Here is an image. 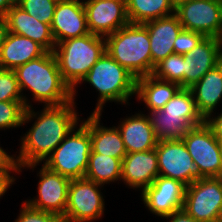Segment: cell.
I'll return each instance as SVG.
<instances>
[{"mask_svg":"<svg viewBox=\"0 0 222 222\" xmlns=\"http://www.w3.org/2000/svg\"><path fill=\"white\" fill-rule=\"evenodd\" d=\"M76 110V102L58 106H43L41 111L26 108L22 126L36 119L20 141L19 154L12 155V161L18 174L24 168L34 170L39 163H44L57 146L81 121Z\"/></svg>","mask_w":222,"mask_h":222,"instance_id":"obj_1","label":"cell"},{"mask_svg":"<svg viewBox=\"0 0 222 222\" xmlns=\"http://www.w3.org/2000/svg\"><path fill=\"white\" fill-rule=\"evenodd\" d=\"M16 74L26 108L33 107L25 90L30 91L33 101L44 106H58L73 101V90L63 80L53 52L31 60L13 70Z\"/></svg>","mask_w":222,"mask_h":222,"instance_id":"obj_2","label":"cell"},{"mask_svg":"<svg viewBox=\"0 0 222 222\" xmlns=\"http://www.w3.org/2000/svg\"><path fill=\"white\" fill-rule=\"evenodd\" d=\"M104 52L105 38L92 33L56 44L53 53L63 80L73 90L74 101L79 83Z\"/></svg>","mask_w":222,"mask_h":222,"instance_id":"obj_3","label":"cell"},{"mask_svg":"<svg viewBox=\"0 0 222 222\" xmlns=\"http://www.w3.org/2000/svg\"><path fill=\"white\" fill-rule=\"evenodd\" d=\"M137 78L116 62L106 51L81 80L89 83L98 92V100L92 113L102 114L106 102L129 105V99L136 95Z\"/></svg>","mask_w":222,"mask_h":222,"instance_id":"obj_4","label":"cell"},{"mask_svg":"<svg viewBox=\"0 0 222 222\" xmlns=\"http://www.w3.org/2000/svg\"><path fill=\"white\" fill-rule=\"evenodd\" d=\"M105 51L136 78L152 75V57L147 28L129 23L105 37Z\"/></svg>","mask_w":222,"mask_h":222,"instance_id":"obj_5","label":"cell"},{"mask_svg":"<svg viewBox=\"0 0 222 222\" xmlns=\"http://www.w3.org/2000/svg\"><path fill=\"white\" fill-rule=\"evenodd\" d=\"M91 151L89 117H87L72 129L43 165L70 180L84 178Z\"/></svg>","mask_w":222,"mask_h":222,"instance_id":"obj_6","label":"cell"},{"mask_svg":"<svg viewBox=\"0 0 222 222\" xmlns=\"http://www.w3.org/2000/svg\"><path fill=\"white\" fill-rule=\"evenodd\" d=\"M100 189L103 190L104 185L86 178L71 180L63 222H91L101 219L105 214V201Z\"/></svg>","mask_w":222,"mask_h":222,"instance_id":"obj_7","label":"cell"},{"mask_svg":"<svg viewBox=\"0 0 222 222\" xmlns=\"http://www.w3.org/2000/svg\"><path fill=\"white\" fill-rule=\"evenodd\" d=\"M183 209L200 222H220L222 177L200 178L188 185Z\"/></svg>","mask_w":222,"mask_h":222,"instance_id":"obj_8","label":"cell"},{"mask_svg":"<svg viewBox=\"0 0 222 222\" xmlns=\"http://www.w3.org/2000/svg\"><path fill=\"white\" fill-rule=\"evenodd\" d=\"M182 140L203 178L222 177L220 143L205 122L187 130Z\"/></svg>","mask_w":222,"mask_h":222,"instance_id":"obj_9","label":"cell"},{"mask_svg":"<svg viewBox=\"0 0 222 222\" xmlns=\"http://www.w3.org/2000/svg\"><path fill=\"white\" fill-rule=\"evenodd\" d=\"M174 14L183 29L222 38V0H187Z\"/></svg>","mask_w":222,"mask_h":222,"instance_id":"obj_10","label":"cell"},{"mask_svg":"<svg viewBox=\"0 0 222 222\" xmlns=\"http://www.w3.org/2000/svg\"><path fill=\"white\" fill-rule=\"evenodd\" d=\"M159 175L190 185L203 178L183 140L158 141L156 145Z\"/></svg>","mask_w":222,"mask_h":222,"instance_id":"obj_11","label":"cell"},{"mask_svg":"<svg viewBox=\"0 0 222 222\" xmlns=\"http://www.w3.org/2000/svg\"><path fill=\"white\" fill-rule=\"evenodd\" d=\"M186 188L179 180L159 175L141 192V198L149 212L163 218L183 209Z\"/></svg>","mask_w":222,"mask_h":222,"instance_id":"obj_12","label":"cell"},{"mask_svg":"<svg viewBox=\"0 0 222 222\" xmlns=\"http://www.w3.org/2000/svg\"><path fill=\"white\" fill-rule=\"evenodd\" d=\"M38 172V194L25 202L34 209L53 213L63 218L71 180L49 170L44 165L41 166Z\"/></svg>","mask_w":222,"mask_h":222,"instance_id":"obj_13","label":"cell"},{"mask_svg":"<svg viewBox=\"0 0 222 222\" xmlns=\"http://www.w3.org/2000/svg\"><path fill=\"white\" fill-rule=\"evenodd\" d=\"M90 33L107 37L128 25L126 0H83Z\"/></svg>","mask_w":222,"mask_h":222,"instance_id":"obj_14","label":"cell"},{"mask_svg":"<svg viewBox=\"0 0 222 222\" xmlns=\"http://www.w3.org/2000/svg\"><path fill=\"white\" fill-rule=\"evenodd\" d=\"M51 32L56 44L89 34L83 0H59L55 8Z\"/></svg>","mask_w":222,"mask_h":222,"instance_id":"obj_15","label":"cell"},{"mask_svg":"<svg viewBox=\"0 0 222 222\" xmlns=\"http://www.w3.org/2000/svg\"><path fill=\"white\" fill-rule=\"evenodd\" d=\"M159 176L156 148L127 153L122 159L121 181L126 187L141 192Z\"/></svg>","mask_w":222,"mask_h":222,"instance_id":"obj_16","label":"cell"},{"mask_svg":"<svg viewBox=\"0 0 222 222\" xmlns=\"http://www.w3.org/2000/svg\"><path fill=\"white\" fill-rule=\"evenodd\" d=\"M222 52L221 38L204 37L196 47L184 55V88L189 89L210 69Z\"/></svg>","mask_w":222,"mask_h":222,"instance_id":"obj_17","label":"cell"},{"mask_svg":"<svg viewBox=\"0 0 222 222\" xmlns=\"http://www.w3.org/2000/svg\"><path fill=\"white\" fill-rule=\"evenodd\" d=\"M143 25L149 34L153 73L158 63L174 53V41L183 27L175 14L150 20Z\"/></svg>","mask_w":222,"mask_h":222,"instance_id":"obj_18","label":"cell"},{"mask_svg":"<svg viewBox=\"0 0 222 222\" xmlns=\"http://www.w3.org/2000/svg\"><path fill=\"white\" fill-rule=\"evenodd\" d=\"M8 32L30 38L41 45L47 52H53L56 46L51 26L38 21L17 4L12 6L4 16Z\"/></svg>","mask_w":222,"mask_h":222,"instance_id":"obj_19","label":"cell"},{"mask_svg":"<svg viewBox=\"0 0 222 222\" xmlns=\"http://www.w3.org/2000/svg\"><path fill=\"white\" fill-rule=\"evenodd\" d=\"M144 112L135 113L120 119L118 128L127 153L141 152L156 148L157 138L148 115Z\"/></svg>","mask_w":222,"mask_h":222,"instance_id":"obj_20","label":"cell"},{"mask_svg":"<svg viewBox=\"0 0 222 222\" xmlns=\"http://www.w3.org/2000/svg\"><path fill=\"white\" fill-rule=\"evenodd\" d=\"M47 51L30 38L8 32L0 49V68L14 70Z\"/></svg>","mask_w":222,"mask_h":222,"instance_id":"obj_21","label":"cell"},{"mask_svg":"<svg viewBox=\"0 0 222 222\" xmlns=\"http://www.w3.org/2000/svg\"><path fill=\"white\" fill-rule=\"evenodd\" d=\"M101 117L102 114L98 113H91L89 116L91 153L123 159L127 151L118 128L103 126V123H100Z\"/></svg>","mask_w":222,"mask_h":222,"instance_id":"obj_22","label":"cell"},{"mask_svg":"<svg viewBox=\"0 0 222 222\" xmlns=\"http://www.w3.org/2000/svg\"><path fill=\"white\" fill-rule=\"evenodd\" d=\"M198 113L206 120L219 106L222 99V75L215 66L189 88Z\"/></svg>","mask_w":222,"mask_h":222,"instance_id":"obj_23","label":"cell"},{"mask_svg":"<svg viewBox=\"0 0 222 222\" xmlns=\"http://www.w3.org/2000/svg\"><path fill=\"white\" fill-rule=\"evenodd\" d=\"M180 89L179 84L148 75L137 78L135 98H138L137 101L144 102L148 112L156 111L161 110Z\"/></svg>","mask_w":222,"mask_h":222,"instance_id":"obj_24","label":"cell"},{"mask_svg":"<svg viewBox=\"0 0 222 222\" xmlns=\"http://www.w3.org/2000/svg\"><path fill=\"white\" fill-rule=\"evenodd\" d=\"M148 118L158 141L182 140L193 126L180 115L167 114L163 110L150 111Z\"/></svg>","mask_w":222,"mask_h":222,"instance_id":"obj_25","label":"cell"},{"mask_svg":"<svg viewBox=\"0 0 222 222\" xmlns=\"http://www.w3.org/2000/svg\"><path fill=\"white\" fill-rule=\"evenodd\" d=\"M128 20L132 24H143L170 16L175 8L169 0H126Z\"/></svg>","mask_w":222,"mask_h":222,"instance_id":"obj_26","label":"cell"},{"mask_svg":"<svg viewBox=\"0 0 222 222\" xmlns=\"http://www.w3.org/2000/svg\"><path fill=\"white\" fill-rule=\"evenodd\" d=\"M122 159L91 153L84 178L105 185L121 181Z\"/></svg>","mask_w":222,"mask_h":222,"instance_id":"obj_27","label":"cell"},{"mask_svg":"<svg viewBox=\"0 0 222 222\" xmlns=\"http://www.w3.org/2000/svg\"><path fill=\"white\" fill-rule=\"evenodd\" d=\"M167 114L180 115L193 127L202 125L205 120L198 113L194 97L190 89L181 88L162 108Z\"/></svg>","mask_w":222,"mask_h":222,"instance_id":"obj_28","label":"cell"},{"mask_svg":"<svg viewBox=\"0 0 222 222\" xmlns=\"http://www.w3.org/2000/svg\"><path fill=\"white\" fill-rule=\"evenodd\" d=\"M152 75L160 80L179 84L184 88V55L173 53L158 63Z\"/></svg>","mask_w":222,"mask_h":222,"instance_id":"obj_29","label":"cell"},{"mask_svg":"<svg viewBox=\"0 0 222 222\" xmlns=\"http://www.w3.org/2000/svg\"><path fill=\"white\" fill-rule=\"evenodd\" d=\"M59 0H16V4L38 21L51 26Z\"/></svg>","mask_w":222,"mask_h":222,"instance_id":"obj_30","label":"cell"},{"mask_svg":"<svg viewBox=\"0 0 222 222\" xmlns=\"http://www.w3.org/2000/svg\"><path fill=\"white\" fill-rule=\"evenodd\" d=\"M24 101H0V130L22 126Z\"/></svg>","mask_w":222,"mask_h":222,"instance_id":"obj_31","label":"cell"},{"mask_svg":"<svg viewBox=\"0 0 222 222\" xmlns=\"http://www.w3.org/2000/svg\"><path fill=\"white\" fill-rule=\"evenodd\" d=\"M0 101H24L13 70L0 68Z\"/></svg>","mask_w":222,"mask_h":222,"instance_id":"obj_32","label":"cell"},{"mask_svg":"<svg viewBox=\"0 0 222 222\" xmlns=\"http://www.w3.org/2000/svg\"><path fill=\"white\" fill-rule=\"evenodd\" d=\"M14 222H63V219L59 215L34 209L24 201Z\"/></svg>","mask_w":222,"mask_h":222,"instance_id":"obj_33","label":"cell"},{"mask_svg":"<svg viewBox=\"0 0 222 222\" xmlns=\"http://www.w3.org/2000/svg\"><path fill=\"white\" fill-rule=\"evenodd\" d=\"M204 37L201 33L182 29L174 41V53L188 54Z\"/></svg>","mask_w":222,"mask_h":222,"instance_id":"obj_34","label":"cell"},{"mask_svg":"<svg viewBox=\"0 0 222 222\" xmlns=\"http://www.w3.org/2000/svg\"><path fill=\"white\" fill-rule=\"evenodd\" d=\"M18 174L17 168H0V198L5 195L7 190L13 185L16 181V177L11 174Z\"/></svg>","mask_w":222,"mask_h":222,"instance_id":"obj_35","label":"cell"},{"mask_svg":"<svg viewBox=\"0 0 222 222\" xmlns=\"http://www.w3.org/2000/svg\"><path fill=\"white\" fill-rule=\"evenodd\" d=\"M214 113L211 114L205 120V123L212 129L218 141L221 142L222 141V111L220 112V114H218L217 112V115H216V112Z\"/></svg>","mask_w":222,"mask_h":222,"instance_id":"obj_36","label":"cell"},{"mask_svg":"<svg viewBox=\"0 0 222 222\" xmlns=\"http://www.w3.org/2000/svg\"><path fill=\"white\" fill-rule=\"evenodd\" d=\"M169 219L167 222H200L191 217L184 209L173 212L171 215L163 217Z\"/></svg>","mask_w":222,"mask_h":222,"instance_id":"obj_37","label":"cell"},{"mask_svg":"<svg viewBox=\"0 0 222 222\" xmlns=\"http://www.w3.org/2000/svg\"><path fill=\"white\" fill-rule=\"evenodd\" d=\"M0 168H16L12 161V155L8 154L3 147L0 146Z\"/></svg>","mask_w":222,"mask_h":222,"instance_id":"obj_38","label":"cell"},{"mask_svg":"<svg viewBox=\"0 0 222 222\" xmlns=\"http://www.w3.org/2000/svg\"><path fill=\"white\" fill-rule=\"evenodd\" d=\"M8 33L7 22L4 16H0V49L4 43L5 37Z\"/></svg>","mask_w":222,"mask_h":222,"instance_id":"obj_39","label":"cell"},{"mask_svg":"<svg viewBox=\"0 0 222 222\" xmlns=\"http://www.w3.org/2000/svg\"><path fill=\"white\" fill-rule=\"evenodd\" d=\"M16 4V0H0V16H5L8 10Z\"/></svg>","mask_w":222,"mask_h":222,"instance_id":"obj_40","label":"cell"},{"mask_svg":"<svg viewBox=\"0 0 222 222\" xmlns=\"http://www.w3.org/2000/svg\"><path fill=\"white\" fill-rule=\"evenodd\" d=\"M216 67L218 68L220 74L222 75V52L218 55L216 59Z\"/></svg>","mask_w":222,"mask_h":222,"instance_id":"obj_41","label":"cell"},{"mask_svg":"<svg viewBox=\"0 0 222 222\" xmlns=\"http://www.w3.org/2000/svg\"><path fill=\"white\" fill-rule=\"evenodd\" d=\"M169 1L172 4V6L176 8L177 6H179L180 4L184 3L187 0H169Z\"/></svg>","mask_w":222,"mask_h":222,"instance_id":"obj_42","label":"cell"},{"mask_svg":"<svg viewBox=\"0 0 222 222\" xmlns=\"http://www.w3.org/2000/svg\"><path fill=\"white\" fill-rule=\"evenodd\" d=\"M220 143V147H221V154H222V141L219 142Z\"/></svg>","mask_w":222,"mask_h":222,"instance_id":"obj_43","label":"cell"}]
</instances>
